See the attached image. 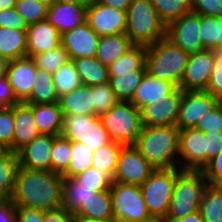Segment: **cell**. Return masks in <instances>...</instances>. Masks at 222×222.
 I'll return each instance as SVG.
<instances>
[{
    "instance_id": "277c9868",
    "label": "cell",
    "mask_w": 222,
    "mask_h": 222,
    "mask_svg": "<svg viewBox=\"0 0 222 222\" xmlns=\"http://www.w3.org/2000/svg\"><path fill=\"white\" fill-rule=\"evenodd\" d=\"M126 32L133 45L149 46L166 37V24L151 0H132L126 11Z\"/></svg>"
},
{
    "instance_id": "11a10c76",
    "label": "cell",
    "mask_w": 222,
    "mask_h": 222,
    "mask_svg": "<svg viewBox=\"0 0 222 222\" xmlns=\"http://www.w3.org/2000/svg\"><path fill=\"white\" fill-rule=\"evenodd\" d=\"M0 102L4 107H12L20 103L9 84L7 76L0 78Z\"/></svg>"
},
{
    "instance_id": "91938a15",
    "label": "cell",
    "mask_w": 222,
    "mask_h": 222,
    "mask_svg": "<svg viewBox=\"0 0 222 222\" xmlns=\"http://www.w3.org/2000/svg\"><path fill=\"white\" fill-rule=\"evenodd\" d=\"M162 222H204V220L199 211H197L181 219H162Z\"/></svg>"
},
{
    "instance_id": "db71d44e",
    "label": "cell",
    "mask_w": 222,
    "mask_h": 222,
    "mask_svg": "<svg viewBox=\"0 0 222 222\" xmlns=\"http://www.w3.org/2000/svg\"><path fill=\"white\" fill-rule=\"evenodd\" d=\"M17 222H44V210L16 207Z\"/></svg>"
},
{
    "instance_id": "94428289",
    "label": "cell",
    "mask_w": 222,
    "mask_h": 222,
    "mask_svg": "<svg viewBox=\"0 0 222 222\" xmlns=\"http://www.w3.org/2000/svg\"><path fill=\"white\" fill-rule=\"evenodd\" d=\"M217 54L222 56V16L217 17Z\"/></svg>"
},
{
    "instance_id": "6125c7cd",
    "label": "cell",
    "mask_w": 222,
    "mask_h": 222,
    "mask_svg": "<svg viewBox=\"0 0 222 222\" xmlns=\"http://www.w3.org/2000/svg\"><path fill=\"white\" fill-rule=\"evenodd\" d=\"M57 1L88 7L94 0H57Z\"/></svg>"
},
{
    "instance_id": "03108f58",
    "label": "cell",
    "mask_w": 222,
    "mask_h": 222,
    "mask_svg": "<svg viewBox=\"0 0 222 222\" xmlns=\"http://www.w3.org/2000/svg\"><path fill=\"white\" fill-rule=\"evenodd\" d=\"M73 222H114V221H98V220L86 218L83 216H74Z\"/></svg>"
},
{
    "instance_id": "e0dca14e",
    "label": "cell",
    "mask_w": 222,
    "mask_h": 222,
    "mask_svg": "<svg viewBox=\"0 0 222 222\" xmlns=\"http://www.w3.org/2000/svg\"><path fill=\"white\" fill-rule=\"evenodd\" d=\"M100 36L87 22L61 35V45L68 53L69 59L95 57Z\"/></svg>"
},
{
    "instance_id": "c3c4849f",
    "label": "cell",
    "mask_w": 222,
    "mask_h": 222,
    "mask_svg": "<svg viewBox=\"0 0 222 222\" xmlns=\"http://www.w3.org/2000/svg\"><path fill=\"white\" fill-rule=\"evenodd\" d=\"M192 12L208 17L222 16V0H191Z\"/></svg>"
},
{
    "instance_id": "2644e50d",
    "label": "cell",
    "mask_w": 222,
    "mask_h": 222,
    "mask_svg": "<svg viewBox=\"0 0 222 222\" xmlns=\"http://www.w3.org/2000/svg\"><path fill=\"white\" fill-rule=\"evenodd\" d=\"M4 108V106L2 105V103L0 102V110H2Z\"/></svg>"
},
{
    "instance_id": "4316f807",
    "label": "cell",
    "mask_w": 222,
    "mask_h": 222,
    "mask_svg": "<svg viewBox=\"0 0 222 222\" xmlns=\"http://www.w3.org/2000/svg\"><path fill=\"white\" fill-rule=\"evenodd\" d=\"M27 56V30L0 27V57L10 60Z\"/></svg>"
},
{
    "instance_id": "9f6ffc18",
    "label": "cell",
    "mask_w": 222,
    "mask_h": 222,
    "mask_svg": "<svg viewBox=\"0 0 222 222\" xmlns=\"http://www.w3.org/2000/svg\"><path fill=\"white\" fill-rule=\"evenodd\" d=\"M74 215L63 207L44 211V222H73Z\"/></svg>"
},
{
    "instance_id": "52a82bcc",
    "label": "cell",
    "mask_w": 222,
    "mask_h": 222,
    "mask_svg": "<svg viewBox=\"0 0 222 222\" xmlns=\"http://www.w3.org/2000/svg\"><path fill=\"white\" fill-rule=\"evenodd\" d=\"M177 177V168L155 169L140 186L146 207L153 218L167 217Z\"/></svg>"
},
{
    "instance_id": "4dcf8cb0",
    "label": "cell",
    "mask_w": 222,
    "mask_h": 222,
    "mask_svg": "<svg viewBox=\"0 0 222 222\" xmlns=\"http://www.w3.org/2000/svg\"><path fill=\"white\" fill-rule=\"evenodd\" d=\"M72 61L82 84L92 87L109 82L108 67L96 57H82Z\"/></svg>"
},
{
    "instance_id": "ac0fdd59",
    "label": "cell",
    "mask_w": 222,
    "mask_h": 222,
    "mask_svg": "<svg viewBox=\"0 0 222 222\" xmlns=\"http://www.w3.org/2000/svg\"><path fill=\"white\" fill-rule=\"evenodd\" d=\"M54 136L40 134L17 152L20 167L52 171L51 150Z\"/></svg>"
},
{
    "instance_id": "9c48e42d",
    "label": "cell",
    "mask_w": 222,
    "mask_h": 222,
    "mask_svg": "<svg viewBox=\"0 0 222 222\" xmlns=\"http://www.w3.org/2000/svg\"><path fill=\"white\" fill-rule=\"evenodd\" d=\"M62 136L87 145L93 151L111 142L100 116L63 115Z\"/></svg>"
},
{
    "instance_id": "5bb4252c",
    "label": "cell",
    "mask_w": 222,
    "mask_h": 222,
    "mask_svg": "<svg viewBox=\"0 0 222 222\" xmlns=\"http://www.w3.org/2000/svg\"><path fill=\"white\" fill-rule=\"evenodd\" d=\"M207 138L199 129L187 128L180 130L179 156L181 170H203L207 165ZM183 166H182V164Z\"/></svg>"
},
{
    "instance_id": "836d02e7",
    "label": "cell",
    "mask_w": 222,
    "mask_h": 222,
    "mask_svg": "<svg viewBox=\"0 0 222 222\" xmlns=\"http://www.w3.org/2000/svg\"><path fill=\"white\" fill-rule=\"evenodd\" d=\"M107 67L108 73H129L134 70H147L146 46L133 45Z\"/></svg>"
},
{
    "instance_id": "7a4b0ae2",
    "label": "cell",
    "mask_w": 222,
    "mask_h": 222,
    "mask_svg": "<svg viewBox=\"0 0 222 222\" xmlns=\"http://www.w3.org/2000/svg\"><path fill=\"white\" fill-rule=\"evenodd\" d=\"M179 134L176 126H143L134 146L155 169L178 168Z\"/></svg>"
},
{
    "instance_id": "ee69618b",
    "label": "cell",
    "mask_w": 222,
    "mask_h": 222,
    "mask_svg": "<svg viewBox=\"0 0 222 222\" xmlns=\"http://www.w3.org/2000/svg\"><path fill=\"white\" fill-rule=\"evenodd\" d=\"M14 106L0 110V146L13 152Z\"/></svg>"
},
{
    "instance_id": "5b68a950",
    "label": "cell",
    "mask_w": 222,
    "mask_h": 222,
    "mask_svg": "<svg viewBox=\"0 0 222 222\" xmlns=\"http://www.w3.org/2000/svg\"><path fill=\"white\" fill-rule=\"evenodd\" d=\"M207 184L202 170L177 168L170 208L164 219H181L199 211L201 198Z\"/></svg>"
},
{
    "instance_id": "7dc6e473",
    "label": "cell",
    "mask_w": 222,
    "mask_h": 222,
    "mask_svg": "<svg viewBox=\"0 0 222 222\" xmlns=\"http://www.w3.org/2000/svg\"><path fill=\"white\" fill-rule=\"evenodd\" d=\"M195 128L202 132H222V102L200 118Z\"/></svg>"
},
{
    "instance_id": "d6a6232c",
    "label": "cell",
    "mask_w": 222,
    "mask_h": 222,
    "mask_svg": "<svg viewBox=\"0 0 222 222\" xmlns=\"http://www.w3.org/2000/svg\"><path fill=\"white\" fill-rule=\"evenodd\" d=\"M199 213L204 222H222V186L206 185Z\"/></svg>"
},
{
    "instance_id": "74e56055",
    "label": "cell",
    "mask_w": 222,
    "mask_h": 222,
    "mask_svg": "<svg viewBox=\"0 0 222 222\" xmlns=\"http://www.w3.org/2000/svg\"><path fill=\"white\" fill-rule=\"evenodd\" d=\"M53 84L59 98L79 87L82 82L72 60L62 65L53 74Z\"/></svg>"
},
{
    "instance_id": "7402d4cb",
    "label": "cell",
    "mask_w": 222,
    "mask_h": 222,
    "mask_svg": "<svg viewBox=\"0 0 222 222\" xmlns=\"http://www.w3.org/2000/svg\"><path fill=\"white\" fill-rule=\"evenodd\" d=\"M87 7L56 1L47 9V21L62 35L86 22Z\"/></svg>"
},
{
    "instance_id": "f35d334b",
    "label": "cell",
    "mask_w": 222,
    "mask_h": 222,
    "mask_svg": "<svg viewBox=\"0 0 222 222\" xmlns=\"http://www.w3.org/2000/svg\"><path fill=\"white\" fill-rule=\"evenodd\" d=\"M160 19L166 24L192 12L191 0H151Z\"/></svg>"
},
{
    "instance_id": "89a4df30",
    "label": "cell",
    "mask_w": 222,
    "mask_h": 222,
    "mask_svg": "<svg viewBox=\"0 0 222 222\" xmlns=\"http://www.w3.org/2000/svg\"><path fill=\"white\" fill-rule=\"evenodd\" d=\"M145 222H162L161 219H157V218H153V219H150L148 221H145Z\"/></svg>"
},
{
    "instance_id": "e575fe53",
    "label": "cell",
    "mask_w": 222,
    "mask_h": 222,
    "mask_svg": "<svg viewBox=\"0 0 222 222\" xmlns=\"http://www.w3.org/2000/svg\"><path fill=\"white\" fill-rule=\"evenodd\" d=\"M124 146L119 142L111 141L100 147L97 151H94L92 167L107 173L113 179L119 155Z\"/></svg>"
},
{
    "instance_id": "d4e9b609",
    "label": "cell",
    "mask_w": 222,
    "mask_h": 222,
    "mask_svg": "<svg viewBox=\"0 0 222 222\" xmlns=\"http://www.w3.org/2000/svg\"><path fill=\"white\" fill-rule=\"evenodd\" d=\"M93 197H97V187L84 186L75 177H63L62 207L65 210L74 215Z\"/></svg>"
},
{
    "instance_id": "003e7915",
    "label": "cell",
    "mask_w": 222,
    "mask_h": 222,
    "mask_svg": "<svg viewBox=\"0 0 222 222\" xmlns=\"http://www.w3.org/2000/svg\"><path fill=\"white\" fill-rule=\"evenodd\" d=\"M11 198L2 190L0 189V206L6 204Z\"/></svg>"
},
{
    "instance_id": "7bdbcfd3",
    "label": "cell",
    "mask_w": 222,
    "mask_h": 222,
    "mask_svg": "<svg viewBox=\"0 0 222 222\" xmlns=\"http://www.w3.org/2000/svg\"><path fill=\"white\" fill-rule=\"evenodd\" d=\"M94 112L96 116H101L109 111L119 100L108 83L93 86Z\"/></svg>"
},
{
    "instance_id": "f1b7e54d",
    "label": "cell",
    "mask_w": 222,
    "mask_h": 222,
    "mask_svg": "<svg viewBox=\"0 0 222 222\" xmlns=\"http://www.w3.org/2000/svg\"><path fill=\"white\" fill-rule=\"evenodd\" d=\"M132 46L125 33L100 36L95 57L109 66Z\"/></svg>"
},
{
    "instance_id": "ffe728a7",
    "label": "cell",
    "mask_w": 222,
    "mask_h": 222,
    "mask_svg": "<svg viewBox=\"0 0 222 222\" xmlns=\"http://www.w3.org/2000/svg\"><path fill=\"white\" fill-rule=\"evenodd\" d=\"M61 45L59 31L47 19L31 24L27 28V56L54 50Z\"/></svg>"
},
{
    "instance_id": "681fc988",
    "label": "cell",
    "mask_w": 222,
    "mask_h": 222,
    "mask_svg": "<svg viewBox=\"0 0 222 222\" xmlns=\"http://www.w3.org/2000/svg\"><path fill=\"white\" fill-rule=\"evenodd\" d=\"M208 184L222 186V150L202 170Z\"/></svg>"
},
{
    "instance_id": "816d5d0a",
    "label": "cell",
    "mask_w": 222,
    "mask_h": 222,
    "mask_svg": "<svg viewBox=\"0 0 222 222\" xmlns=\"http://www.w3.org/2000/svg\"><path fill=\"white\" fill-rule=\"evenodd\" d=\"M0 27L27 30L28 25L15 8L0 11Z\"/></svg>"
},
{
    "instance_id": "60d3db41",
    "label": "cell",
    "mask_w": 222,
    "mask_h": 222,
    "mask_svg": "<svg viewBox=\"0 0 222 222\" xmlns=\"http://www.w3.org/2000/svg\"><path fill=\"white\" fill-rule=\"evenodd\" d=\"M34 60L38 68L53 74L70 59L65 48L60 45L54 50H49L47 52L36 55Z\"/></svg>"
},
{
    "instance_id": "d6986e66",
    "label": "cell",
    "mask_w": 222,
    "mask_h": 222,
    "mask_svg": "<svg viewBox=\"0 0 222 222\" xmlns=\"http://www.w3.org/2000/svg\"><path fill=\"white\" fill-rule=\"evenodd\" d=\"M37 65L33 57H22L10 60L6 76L16 98L24 102L31 94Z\"/></svg>"
},
{
    "instance_id": "30bf717a",
    "label": "cell",
    "mask_w": 222,
    "mask_h": 222,
    "mask_svg": "<svg viewBox=\"0 0 222 222\" xmlns=\"http://www.w3.org/2000/svg\"><path fill=\"white\" fill-rule=\"evenodd\" d=\"M154 170L134 145H127L120 152L113 182L141 186Z\"/></svg>"
},
{
    "instance_id": "4fadbf2b",
    "label": "cell",
    "mask_w": 222,
    "mask_h": 222,
    "mask_svg": "<svg viewBox=\"0 0 222 222\" xmlns=\"http://www.w3.org/2000/svg\"><path fill=\"white\" fill-rule=\"evenodd\" d=\"M215 64V51L202 50L190 54L180 87L183 91H206Z\"/></svg>"
},
{
    "instance_id": "cb8c5ba5",
    "label": "cell",
    "mask_w": 222,
    "mask_h": 222,
    "mask_svg": "<svg viewBox=\"0 0 222 222\" xmlns=\"http://www.w3.org/2000/svg\"><path fill=\"white\" fill-rule=\"evenodd\" d=\"M63 115L82 114L96 116L94 112L93 86L81 84L76 89L59 98Z\"/></svg>"
},
{
    "instance_id": "be15d7a7",
    "label": "cell",
    "mask_w": 222,
    "mask_h": 222,
    "mask_svg": "<svg viewBox=\"0 0 222 222\" xmlns=\"http://www.w3.org/2000/svg\"><path fill=\"white\" fill-rule=\"evenodd\" d=\"M17 0H0V11L15 8Z\"/></svg>"
},
{
    "instance_id": "bcb514c9",
    "label": "cell",
    "mask_w": 222,
    "mask_h": 222,
    "mask_svg": "<svg viewBox=\"0 0 222 222\" xmlns=\"http://www.w3.org/2000/svg\"><path fill=\"white\" fill-rule=\"evenodd\" d=\"M199 35L204 49L217 52V17L200 15Z\"/></svg>"
},
{
    "instance_id": "f6af8a7d",
    "label": "cell",
    "mask_w": 222,
    "mask_h": 222,
    "mask_svg": "<svg viewBox=\"0 0 222 222\" xmlns=\"http://www.w3.org/2000/svg\"><path fill=\"white\" fill-rule=\"evenodd\" d=\"M84 186L97 187L98 191L109 190L113 184V179L95 167H91L75 177Z\"/></svg>"
},
{
    "instance_id": "8c879c8a",
    "label": "cell",
    "mask_w": 222,
    "mask_h": 222,
    "mask_svg": "<svg viewBox=\"0 0 222 222\" xmlns=\"http://www.w3.org/2000/svg\"><path fill=\"white\" fill-rule=\"evenodd\" d=\"M4 149L0 146V153L3 151Z\"/></svg>"
},
{
    "instance_id": "2e32d148",
    "label": "cell",
    "mask_w": 222,
    "mask_h": 222,
    "mask_svg": "<svg viewBox=\"0 0 222 222\" xmlns=\"http://www.w3.org/2000/svg\"><path fill=\"white\" fill-rule=\"evenodd\" d=\"M126 11L93 1L86 11V22L99 35H114L126 32Z\"/></svg>"
},
{
    "instance_id": "f907efd6",
    "label": "cell",
    "mask_w": 222,
    "mask_h": 222,
    "mask_svg": "<svg viewBox=\"0 0 222 222\" xmlns=\"http://www.w3.org/2000/svg\"><path fill=\"white\" fill-rule=\"evenodd\" d=\"M206 91L222 102V56L216 52L214 69Z\"/></svg>"
},
{
    "instance_id": "ba28073f",
    "label": "cell",
    "mask_w": 222,
    "mask_h": 222,
    "mask_svg": "<svg viewBox=\"0 0 222 222\" xmlns=\"http://www.w3.org/2000/svg\"><path fill=\"white\" fill-rule=\"evenodd\" d=\"M110 194L114 222H145L153 219L140 186L113 182Z\"/></svg>"
},
{
    "instance_id": "ab89813d",
    "label": "cell",
    "mask_w": 222,
    "mask_h": 222,
    "mask_svg": "<svg viewBox=\"0 0 222 222\" xmlns=\"http://www.w3.org/2000/svg\"><path fill=\"white\" fill-rule=\"evenodd\" d=\"M71 158V141L65 136H54L51 150L52 172L62 175L69 166Z\"/></svg>"
},
{
    "instance_id": "6f0895ef",
    "label": "cell",
    "mask_w": 222,
    "mask_h": 222,
    "mask_svg": "<svg viewBox=\"0 0 222 222\" xmlns=\"http://www.w3.org/2000/svg\"><path fill=\"white\" fill-rule=\"evenodd\" d=\"M0 222H17L16 206L11 199L6 204L0 206Z\"/></svg>"
},
{
    "instance_id": "f5cc1de1",
    "label": "cell",
    "mask_w": 222,
    "mask_h": 222,
    "mask_svg": "<svg viewBox=\"0 0 222 222\" xmlns=\"http://www.w3.org/2000/svg\"><path fill=\"white\" fill-rule=\"evenodd\" d=\"M207 138V164L222 150V132H204Z\"/></svg>"
},
{
    "instance_id": "8d00e7d4",
    "label": "cell",
    "mask_w": 222,
    "mask_h": 222,
    "mask_svg": "<svg viewBox=\"0 0 222 222\" xmlns=\"http://www.w3.org/2000/svg\"><path fill=\"white\" fill-rule=\"evenodd\" d=\"M94 151L87 145L79 142H71V158L68 169L62 174L63 177H76L78 174L92 167Z\"/></svg>"
},
{
    "instance_id": "f546056e",
    "label": "cell",
    "mask_w": 222,
    "mask_h": 222,
    "mask_svg": "<svg viewBox=\"0 0 222 222\" xmlns=\"http://www.w3.org/2000/svg\"><path fill=\"white\" fill-rule=\"evenodd\" d=\"M146 73L147 70H134L129 73H108L109 84L117 99L123 102H130Z\"/></svg>"
},
{
    "instance_id": "6da1fadb",
    "label": "cell",
    "mask_w": 222,
    "mask_h": 222,
    "mask_svg": "<svg viewBox=\"0 0 222 222\" xmlns=\"http://www.w3.org/2000/svg\"><path fill=\"white\" fill-rule=\"evenodd\" d=\"M63 176L52 171L20 167L11 201L16 207L44 211L62 207Z\"/></svg>"
},
{
    "instance_id": "603a6c76",
    "label": "cell",
    "mask_w": 222,
    "mask_h": 222,
    "mask_svg": "<svg viewBox=\"0 0 222 222\" xmlns=\"http://www.w3.org/2000/svg\"><path fill=\"white\" fill-rule=\"evenodd\" d=\"M176 88L173 83L153 77L147 72L130 102L140 110L143 106L157 103Z\"/></svg>"
},
{
    "instance_id": "e7e4bbea",
    "label": "cell",
    "mask_w": 222,
    "mask_h": 222,
    "mask_svg": "<svg viewBox=\"0 0 222 222\" xmlns=\"http://www.w3.org/2000/svg\"><path fill=\"white\" fill-rule=\"evenodd\" d=\"M8 62L9 61L7 59L0 57V78L6 76Z\"/></svg>"
},
{
    "instance_id": "3957f363",
    "label": "cell",
    "mask_w": 222,
    "mask_h": 222,
    "mask_svg": "<svg viewBox=\"0 0 222 222\" xmlns=\"http://www.w3.org/2000/svg\"><path fill=\"white\" fill-rule=\"evenodd\" d=\"M190 54L166 37L146 46L147 72L180 87Z\"/></svg>"
},
{
    "instance_id": "44dd1931",
    "label": "cell",
    "mask_w": 222,
    "mask_h": 222,
    "mask_svg": "<svg viewBox=\"0 0 222 222\" xmlns=\"http://www.w3.org/2000/svg\"><path fill=\"white\" fill-rule=\"evenodd\" d=\"M39 135V128L33 115V105L24 102L14 105L13 152L17 153Z\"/></svg>"
},
{
    "instance_id": "9a60e30c",
    "label": "cell",
    "mask_w": 222,
    "mask_h": 222,
    "mask_svg": "<svg viewBox=\"0 0 222 222\" xmlns=\"http://www.w3.org/2000/svg\"><path fill=\"white\" fill-rule=\"evenodd\" d=\"M183 90L177 87L171 94L140 109L143 126H176Z\"/></svg>"
},
{
    "instance_id": "680465c9",
    "label": "cell",
    "mask_w": 222,
    "mask_h": 222,
    "mask_svg": "<svg viewBox=\"0 0 222 222\" xmlns=\"http://www.w3.org/2000/svg\"><path fill=\"white\" fill-rule=\"evenodd\" d=\"M94 1L122 11H127L132 2V0H94Z\"/></svg>"
},
{
    "instance_id": "484cf974",
    "label": "cell",
    "mask_w": 222,
    "mask_h": 222,
    "mask_svg": "<svg viewBox=\"0 0 222 222\" xmlns=\"http://www.w3.org/2000/svg\"><path fill=\"white\" fill-rule=\"evenodd\" d=\"M33 115L40 134L53 136L61 135L63 113L59 102L33 105Z\"/></svg>"
},
{
    "instance_id": "7c38bea8",
    "label": "cell",
    "mask_w": 222,
    "mask_h": 222,
    "mask_svg": "<svg viewBox=\"0 0 222 222\" xmlns=\"http://www.w3.org/2000/svg\"><path fill=\"white\" fill-rule=\"evenodd\" d=\"M199 27L200 15L190 12L167 25L166 38L189 54L199 52L205 50Z\"/></svg>"
},
{
    "instance_id": "8992f818",
    "label": "cell",
    "mask_w": 222,
    "mask_h": 222,
    "mask_svg": "<svg viewBox=\"0 0 222 222\" xmlns=\"http://www.w3.org/2000/svg\"><path fill=\"white\" fill-rule=\"evenodd\" d=\"M100 118L111 141L134 145L141 134L140 110L131 102L119 101Z\"/></svg>"
},
{
    "instance_id": "b9f144b4",
    "label": "cell",
    "mask_w": 222,
    "mask_h": 222,
    "mask_svg": "<svg viewBox=\"0 0 222 222\" xmlns=\"http://www.w3.org/2000/svg\"><path fill=\"white\" fill-rule=\"evenodd\" d=\"M15 9L29 26L46 20L48 7L38 0H17Z\"/></svg>"
},
{
    "instance_id": "8fae6325",
    "label": "cell",
    "mask_w": 222,
    "mask_h": 222,
    "mask_svg": "<svg viewBox=\"0 0 222 222\" xmlns=\"http://www.w3.org/2000/svg\"><path fill=\"white\" fill-rule=\"evenodd\" d=\"M220 101L207 91H183L176 127L179 130L195 128Z\"/></svg>"
},
{
    "instance_id": "83f0119b",
    "label": "cell",
    "mask_w": 222,
    "mask_h": 222,
    "mask_svg": "<svg viewBox=\"0 0 222 222\" xmlns=\"http://www.w3.org/2000/svg\"><path fill=\"white\" fill-rule=\"evenodd\" d=\"M59 102L53 76L46 70L37 67L30 96L24 101L28 105H39Z\"/></svg>"
},
{
    "instance_id": "1f68e13d",
    "label": "cell",
    "mask_w": 222,
    "mask_h": 222,
    "mask_svg": "<svg viewBox=\"0 0 222 222\" xmlns=\"http://www.w3.org/2000/svg\"><path fill=\"white\" fill-rule=\"evenodd\" d=\"M74 216H83L98 221H114L110 189L98 191L97 197L83 203Z\"/></svg>"
},
{
    "instance_id": "a7ac6f4b",
    "label": "cell",
    "mask_w": 222,
    "mask_h": 222,
    "mask_svg": "<svg viewBox=\"0 0 222 222\" xmlns=\"http://www.w3.org/2000/svg\"><path fill=\"white\" fill-rule=\"evenodd\" d=\"M38 1L49 7L52 6L57 0H38Z\"/></svg>"
},
{
    "instance_id": "d590c367",
    "label": "cell",
    "mask_w": 222,
    "mask_h": 222,
    "mask_svg": "<svg viewBox=\"0 0 222 222\" xmlns=\"http://www.w3.org/2000/svg\"><path fill=\"white\" fill-rule=\"evenodd\" d=\"M19 166L17 153L10 150H3L0 153V189L10 198L15 189Z\"/></svg>"
}]
</instances>
